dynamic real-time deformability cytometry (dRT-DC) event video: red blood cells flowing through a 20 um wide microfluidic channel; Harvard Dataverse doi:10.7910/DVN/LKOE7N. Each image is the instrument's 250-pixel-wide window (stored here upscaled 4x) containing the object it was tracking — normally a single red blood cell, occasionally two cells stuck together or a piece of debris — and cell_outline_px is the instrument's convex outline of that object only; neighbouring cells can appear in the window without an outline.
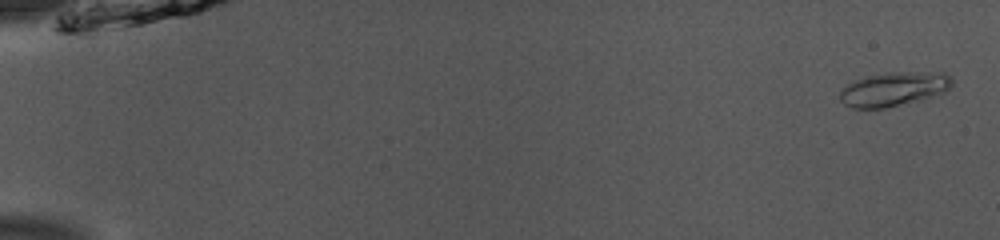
{"species": "common noctule bat (a hibernating species)", "species_latin": "Nyctalus noctula", "temperature_condition": "room temperature", "stored_images_in_passage": 52, "camera_frame_rate_fps": 3000, "um_per_image_px": 0.085, "animal": {"sex": "male", "body_mass_g": 13.0, "forearm_length_mm": 53.1}, "frame": {"image": 1, "passage_image": 2, "time_ms": 0.333, "image_size_px": [1000, 240], "cell_outline_px": [[952, 84], [944, 92], [920, 100], [884, 108], [852, 108], [844, 104], [840, 100], [840, 92], [848, 84], [864, 76], [892, 72], [944, 72], [952, 76]], "centroid_in_image_um": [75.98, 7.56], "position_along_channel_um": 9.0, "area_um2": 22.2}}
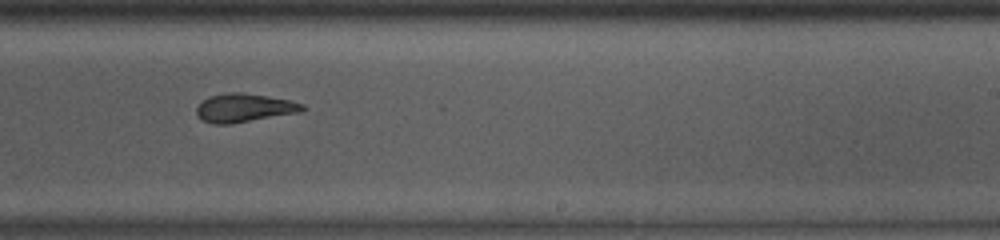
{"frame": {"image": 2, "passage_image": 34, "time_ms": 11.0, "image_size_px": [1000, 240], "cell_outline_px": [[308, 108], [304, 112], [228, 124], [212, 124], [200, 120], [196, 112], [196, 108], [208, 96], [228, 92], [236, 92], [264, 96], [288, 100], [304, 104]], "centroid_in_image_um": [20.77, 9.18], "position_along_channel_um": 268.2, "area_um2": 17.63}}
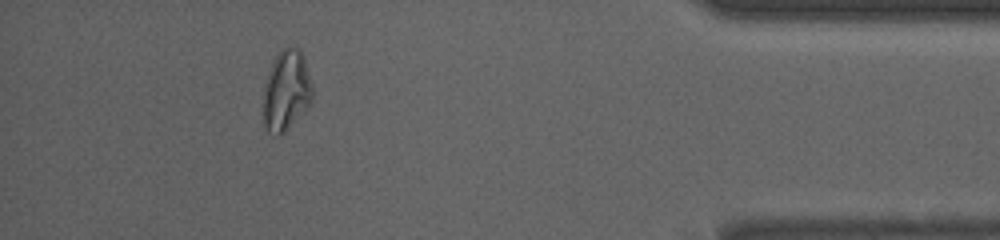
{"frame": {"image": 3, "passage_image": 48, "time_ms": 15.667, "image_size_px": [1000, 240], "cell_outline_px": [[312, 100], [284, 132], [276, 136], [268, 132], [264, 128], [264, 88], [268, 72], [272, 60], [280, 48], [300, 48], [304, 56], [312, 84]], "centroid_in_image_um": [24.32, 7.66], "position_along_channel_um": 410.9, "area_um2": 22.89}, "authors_computed_cell_mechanics": {"area_um2": 18.4382, "velocity_mm_per_s": 3.9292, "shape_relaxation_time_tau1_ms": null, "shape_relaxation_time_tau2_ms": 2.0078, "deformation_change_tau1": null, "deformation_change_tau2": 0.0795}}